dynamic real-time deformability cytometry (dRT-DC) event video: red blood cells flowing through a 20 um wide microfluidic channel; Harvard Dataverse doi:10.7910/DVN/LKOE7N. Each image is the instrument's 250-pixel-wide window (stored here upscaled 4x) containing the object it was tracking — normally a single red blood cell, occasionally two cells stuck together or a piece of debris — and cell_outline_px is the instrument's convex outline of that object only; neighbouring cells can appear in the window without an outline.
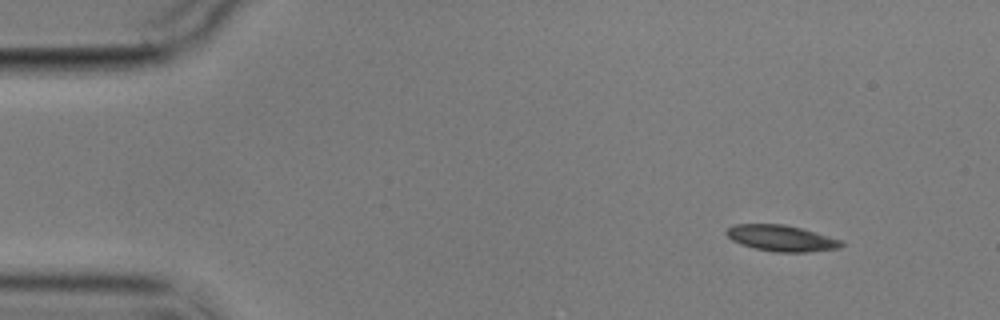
{"species": "common noctule bat (a hibernating species)", "species_latin": "Nyctalus noctula", "temperature_condition": "cold", "stored_images_in_passage": 5, "camera_frame_rate_fps": 3000, "um_per_image_px": 0.085, "animal": {"sex": "male", "body_mass_g": 17.9}, "frame": {"image": 1, "passage_image": 1, "time_ms": 0.0, "image_size_px": [1000, 320], "cell_outline_px": [[844, 244], [840, 248], [808, 252], [772, 252], [740, 244], [732, 240], [724, 232], [732, 224], [784, 224], [800, 228], [844, 240]], "centroid_in_image_um": [66.43, 20.25], "position_along_channel_um": 18.6, "area_um2": 17.57}}
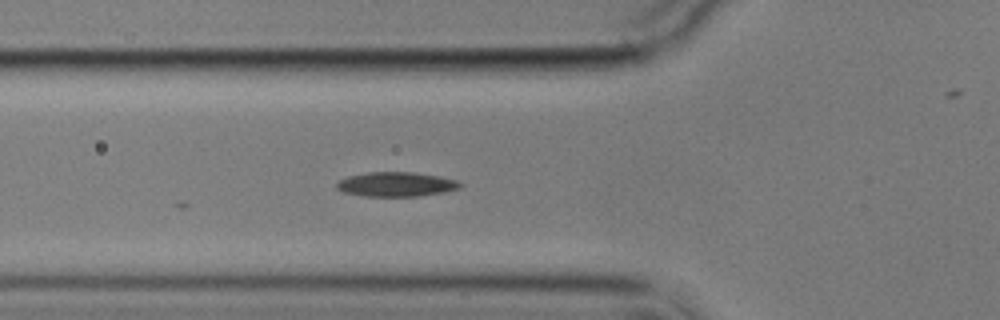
{"frame": {"image": 2, "passage_image": 5, "time_ms": 4.667, "image_size_px": [1000, 320], "cell_outline_px": [[464, 184], [460, 188], [444, 192], [420, 196], [364, 196], [344, 192], [336, 188], [336, 184], [340, 180], [348, 176], [368, 172], [412, 172], [440, 176], [456, 180]], "centroid_in_image_um": [33.7, 15.66], "position_along_channel_um": 92.1, "area_um2": 17.63}}